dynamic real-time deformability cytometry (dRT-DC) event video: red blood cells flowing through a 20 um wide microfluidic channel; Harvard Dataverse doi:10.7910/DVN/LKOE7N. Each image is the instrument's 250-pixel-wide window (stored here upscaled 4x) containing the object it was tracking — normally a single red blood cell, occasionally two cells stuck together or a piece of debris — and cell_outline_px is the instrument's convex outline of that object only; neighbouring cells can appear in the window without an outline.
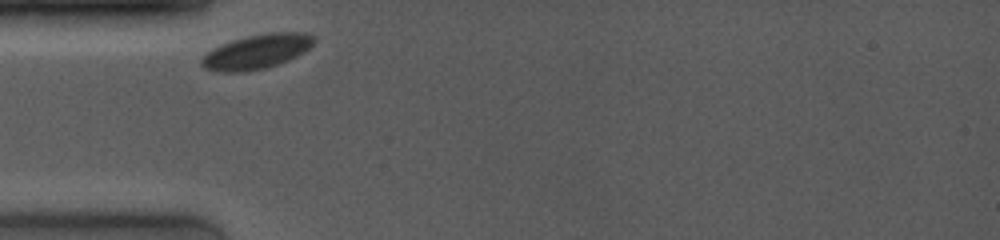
{"species": "common noctule bat (a hibernating species)", "species_latin": "Nyctalus noctula", "temperature_condition": "room temperature", "stored_images_in_passage": 33, "camera_frame_rate_fps": 4000, "um_per_image_px": 0.085, "animal": {"sex": "female", "body_mass_g": 19.0, "forearm_length_mm": 53.3}, "frame": {"image": 1, "passage_image": 1, "time_ms": 0.0, "image_size_px": [1000, 240], "cell_outline_px": [[316, 40], [308, 48], [296, 56], [288, 60], [264, 68], [244, 72], [220, 72], [204, 68], [200, 64], [200, 60], [208, 52], [232, 40], [248, 36], [268, 32], [304, 32], [312, 36]], "centroid_in_image_um": [21.82, 4.39], "position_along_channel_um": 63.2, "area_um2": 22.2}}
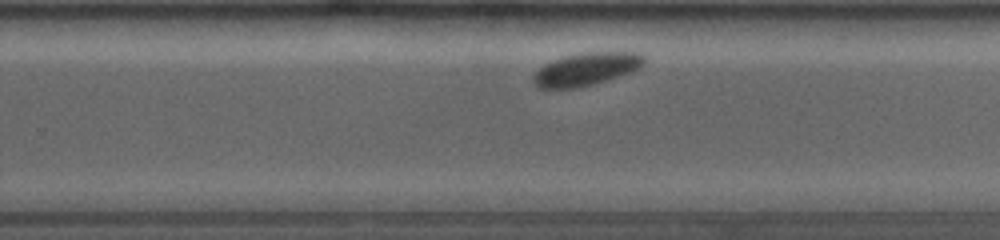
{"frame": {"image": 2, "passage_image": 22, "time_ms": 6.0, "image_size_px": [1000, 240], "cell_outline_px": [[644, 64], [640, 68], [632, 72], [596, 84], [580, 88], [536, 88], [532, 80], [532, 76], [544, 64], [552, 60], [564, 56], [580, 52], [640, 52], [644, 56]], "centroid_in_image_um": [49.84, 5.88], "position_along_channel_um": 280.0, "area_um2": 21.56}}
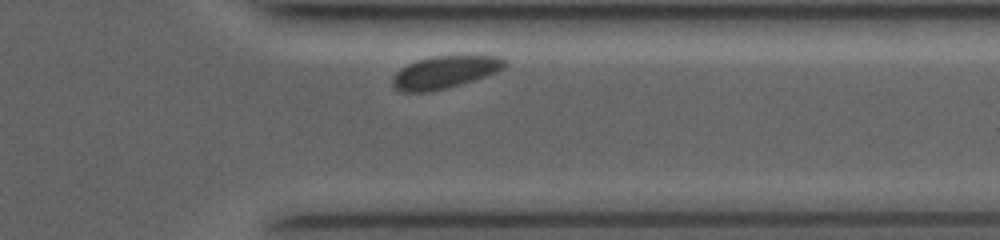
{"frame": {"image": 3, "passage_image": 31, "time_ms": 8.5, "image_size_px": [1000, 240], "cell_outline_px": [[508, 64], [504, 68], [496, 72], [448, 88], [428, 92], [400, 92], [392, 84], [392, 76], [400, 68], [416, 60], [432, 56], [500, 56], [508, 60]], "centroid_in_image_um": [37.8, 6.13], "position_along_channel_um": 373.6, "area_um2": 21.27}, "authors_computed_cell_mechanics": {"area_um2": 22.253, "velocity_mm_per_s": 3.6418, "shape_relaxation_time_tau1_ms": 2.191, "shape_relaxation_time_tau2_ms": null, "deformation_change_tau1": 0.0483, "deformation_change_tau2": null}}